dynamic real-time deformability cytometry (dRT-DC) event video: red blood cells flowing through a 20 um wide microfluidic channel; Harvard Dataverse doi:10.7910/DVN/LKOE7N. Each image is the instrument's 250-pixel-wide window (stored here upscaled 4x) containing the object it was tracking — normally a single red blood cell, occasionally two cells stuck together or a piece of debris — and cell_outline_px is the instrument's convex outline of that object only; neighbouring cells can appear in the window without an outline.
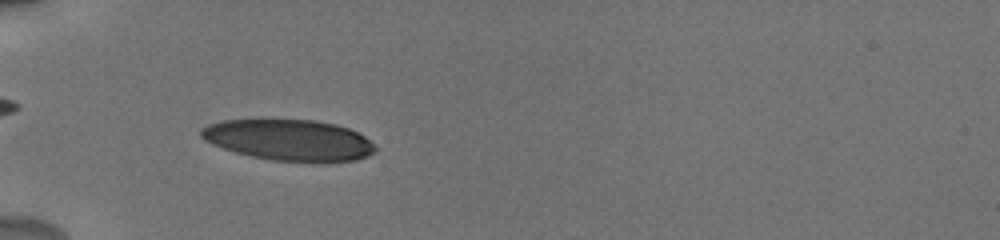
{"species": "human", "species_latin": "Homo sapiens", "temperature_condition": "cold", "stored_images_in_passage": 33, "camera_frame_rate_fps": 3000, "um_per_image_px": 0.085, "donor": {"sex": "male"}, "frame": {"image": 1, "passage_image": 16, "time_ms": 5.667, "image_size_px": [1000, 240], "cell_outline_px": [[376, 152], [368, 156], [356, 160], [272, 160], [252, 156], [236, 152], [212, 144], [204, 140], [200, 136], [200, 128], [208, 124], [224, 120], [316, 120], [336, 124], [348, 128], [364, 136], [376, 148]], "centroid_in_image_um": [24.53, 11.88], "position_along_channel_um": 60.5, "area_um2": 40.92}}
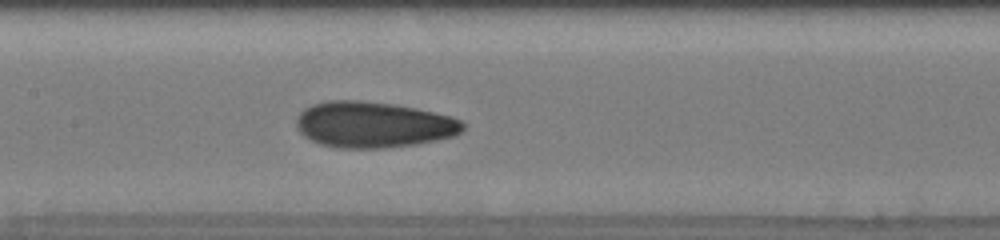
{"frame": {"image": 2, "passage_image": 25, "time_ms": 9.0, "image_size_px": [1000, 240], "cell_outline_px": [[464, 128], [456, 136], [416, 144], [384, 148], [336, 148], [320, 144], [304, 136], [296, 128], [296, 116], [304, 108], [312, 104], [328, 100], [360, 100], [396, 104], [416, 108], [452, 116], [460, 120], [464, 124]], "centroid_in_image_um": [31.72, 10.59], "position_along_channel_um": 175.7, "area_um2": 45.03}}
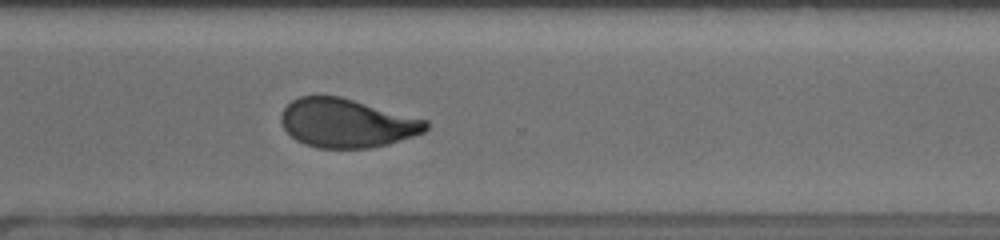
{"frame": {"image": 3, "passage_image": 33, "time_ms": 13.333, "image_size_px": [1000, 240], "cell_outline_px": [[428, 128], [424, 132], [388, 144], [368, 148], [316, 148], [304, 144], [296, 140], [284, 128], [280, 120], [280, 116], [284, 108], [292, 100], [300, 96], [340, 96], [428, 120]], "centroid_in_image_um": [29.46, 10.46], "position_along_channel_um": 341.1, "area_um2": 41.1}}